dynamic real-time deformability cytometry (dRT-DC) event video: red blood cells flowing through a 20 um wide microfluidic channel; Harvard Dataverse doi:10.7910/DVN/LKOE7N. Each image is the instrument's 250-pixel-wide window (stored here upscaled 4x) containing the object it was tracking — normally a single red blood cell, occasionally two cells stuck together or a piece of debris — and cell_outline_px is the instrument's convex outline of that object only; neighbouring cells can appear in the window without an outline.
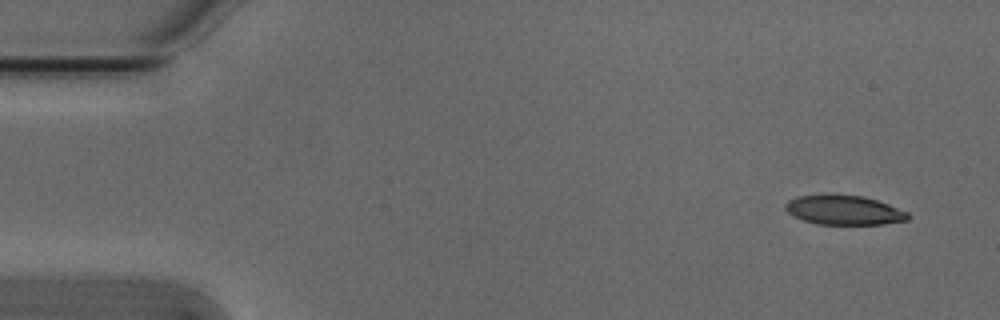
{"species": "Egyptian fruit bat (a non-hibernating species)", "species_latin": "Rousettus aegyptiacus", "temperature_condition": "cold", "stored_images_in_passage": 5, "camera_frame_rate_fps": 3000, "um_per_image_px": 0.085, "animal": {"sex": "male"}, "frame": {"image": 1, "passage_image": 1, "time_ms": 0.0, "image_size_px": [1000, 320], "cell_outline_px": [[912, 216], [908, 220], [884, 224], [816, 224], [792, 216], [784, 208], [784, 204], [788, 200], [796, 196], [864, 196], [888, 204], [908, 212]], "centroid_in_image_um": [71.76, 17.88], "position_along_channel_um": 13.2, "area_um2": 20.75}}
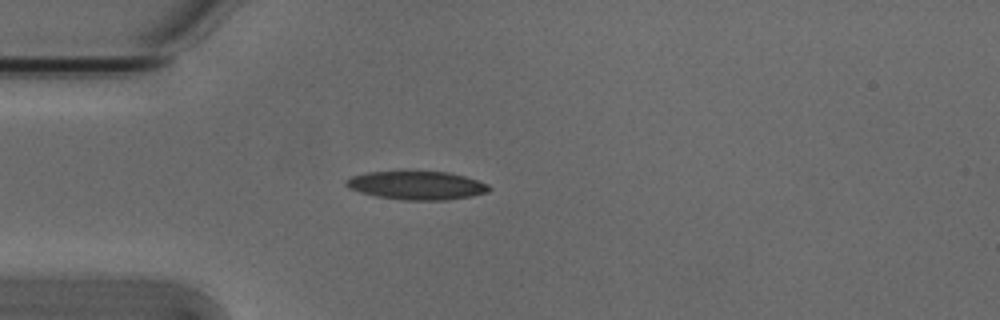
{"frame": {"image": 2, "passage_image": 4, "time_ms": 1.0, "image_size_px": [1000, 320], "cell_outline_px": [[492, 188], [488, 192], [472, 196], [448, 200], [400, 200], [376, 196], [360, 192], [348, 188], [344, 184], [344, 180], [352, 176], [368, 172], [448, 172], [464, 176], [488, 184]], "centroid_in_image_um": [35.42, 15.77], "position_along_channel_um": 49.6, "area_um2": 23.7}}